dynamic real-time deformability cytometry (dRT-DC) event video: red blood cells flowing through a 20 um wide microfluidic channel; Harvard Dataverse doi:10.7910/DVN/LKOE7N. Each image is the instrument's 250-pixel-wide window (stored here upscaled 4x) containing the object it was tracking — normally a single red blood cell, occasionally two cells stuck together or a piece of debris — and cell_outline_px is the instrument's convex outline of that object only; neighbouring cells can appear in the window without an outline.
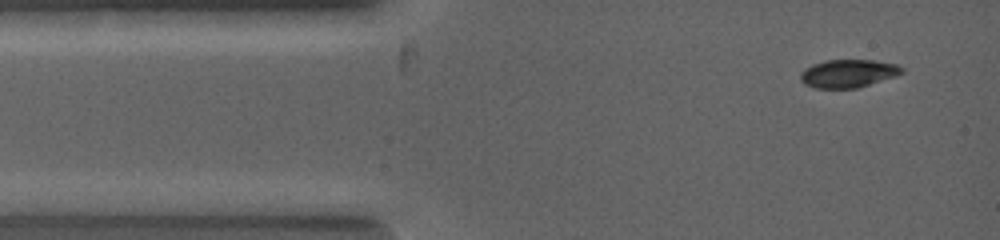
{"species": "common noctule bat (a hibernating species)", "species_latin": "Nyctalus noctula", "temperature_condition": "warm", "stored_images_in_passage": 5, "camera_frame_rate_fps": 5000, "um_per_image_px": 0.085, "animal": {"sex": "female", "body_mass_g": 19.0, "forearm_length_mm": 53.3}, "frame": {"image": 1, "passage_image": 2, "time_ms": 0.4, "image_size_px": [1000, 240], "cell_outline_px": [[904, 72], [896, 76], [856, 88], [816, 88], [804, 84], [800, 80], [800, 72], [804, 68], [812, 64], [828, 60], [872, 60], [896, 64], [904, 68]], "centroid_in_image_um": [72.08, 6.24], "position_along_channel_um": 12.9, "area_um2": 16.59}}